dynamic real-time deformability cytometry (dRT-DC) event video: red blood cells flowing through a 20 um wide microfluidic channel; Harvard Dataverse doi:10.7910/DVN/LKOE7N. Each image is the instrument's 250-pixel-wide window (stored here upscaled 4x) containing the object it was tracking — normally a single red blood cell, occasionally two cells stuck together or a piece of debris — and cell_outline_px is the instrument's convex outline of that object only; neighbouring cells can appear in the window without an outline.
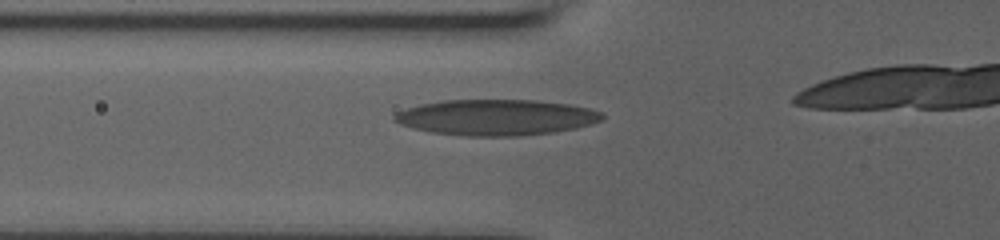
{"species": "human", "species_latin": "Homo sapiens", "temperature_condition": "room temperature", "stored_images_in_passage": 40, "camera_frame_rate_fps": 3000, "um_per_image_px": 0.085, "donor": {"sex": "male"}, "frame": {"image": 1, "passage_image": 13, "time_ms": 4.0, "image_size_px": [1000, 240], "cell_outline_px": [[604, 120], [592, 124], [576, 128], [552, 132], [520, 136], [468, 136], [432, 132], [412, 128], [400, 124], [392, 120], [392, 116], [396, 112], [420, 104], [444, 100], [536, 100], [568, 104], [588, 108], [604, 112]], "centroid_in_image_um": [42.19, 9.97], "position_along_channel_um": 83.6, "area_um2": 43.58}}
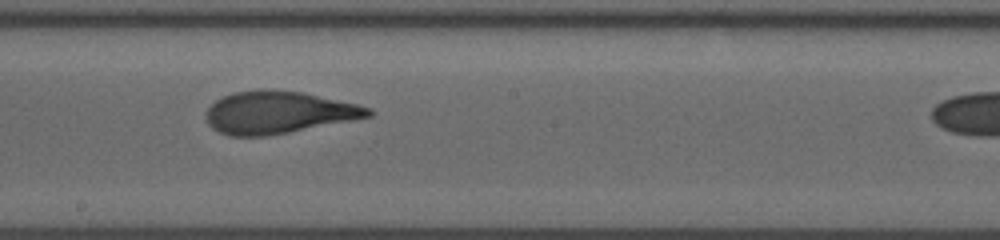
{"frame": {"image": 2, "passage_image": 24, "time_ms": 7.667, "image_size_px": [1000, 240], "cell_outline_px": [[372, 116], [288, 132], [264, 136], [228, 136], [212, 128], [208, 124], [204, 112], [216, 100], [232, 92], [260, 88], [272, 88], [300, 92], [356, 104], [372, 108]], "centroid_in_image_um": [23.6, 9.54], "position_along_channel_um": 224.6, "area_um2": 39.94}}
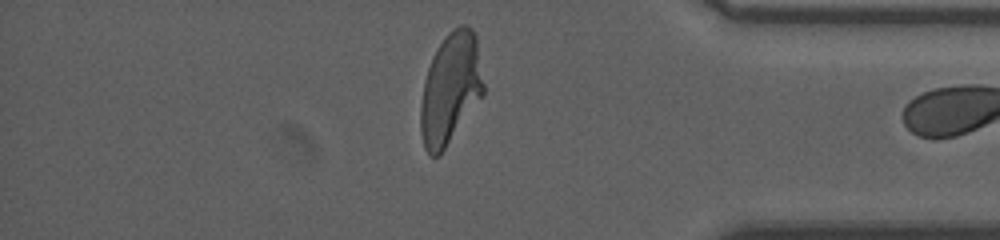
{"frame": {"image": 3, "passage_image": 39, "time_ms": 12.667, "image_size_px": [1000, 240], "cell_outline_px": [[484, 96], [440, 156], [432, 156], [424, 148], [420, 132], [420, 108], [424, 80], [432, 56], [436, 48], [444, 36], [452, 28], [460, 24], [464, 24], [472, 28], [476, 36], [484, 84]], "centroid_in_image_um": [38.3, 7.54], "position_along_channel_um": 396.9, "area_um2": 41.38}}